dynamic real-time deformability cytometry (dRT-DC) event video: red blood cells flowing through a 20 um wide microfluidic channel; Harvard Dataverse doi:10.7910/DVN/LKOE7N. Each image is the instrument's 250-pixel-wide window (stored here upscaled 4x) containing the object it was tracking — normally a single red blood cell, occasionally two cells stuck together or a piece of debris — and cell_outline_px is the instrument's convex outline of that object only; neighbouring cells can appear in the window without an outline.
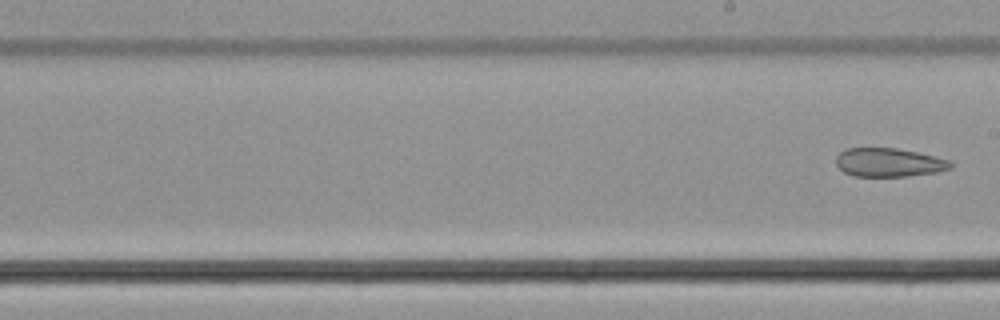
{"species": "common noctule bat (a hibernating species)", "species_latin": "Nyctalus noctula", "temperature_condition": "cold", "stored_images_in_passage": 28, "camera_frame_rate_fps": 3000, "um_per_image_px": 0.085, "animal": {"sex": "male", "body_mass_g": 21.5, "forearm_length_mm": 52.0}, "frame": {"image": 1, "passage_image": 28, "time_ms": 9.0, "image_size_px": [1000, 320], "cell_outline_px": [[952, 168], [936, 172], [908, 176], [852, 176], [844, 172], [836, 164], [836, 156], [840, 152], [848, 148], [896, 148], [916, 152], [948, 160], [952, 164]], "centroid_in_image_um": [75.52, 13.81], "position_along_channel_um": 213.5, "area_um2": 18.96}}